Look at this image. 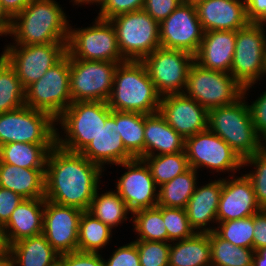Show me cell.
<instances>
[{
	"label": "cell",
	"mask_w": 266,
	"mask_h": 266,
	"mask_svg": "<svg viewBox=\"0 0 266 266\" xmlns=\"http://www.w3.org/2000/svg\"><path fill=\"white\" fill-rule=\"evenodd\" d=\"M103 170L81 153L69 152L55 145L46 160L45 199L87 211L99 188Z\"/></svg>",
	"instance_id": "obj_1"
},
{
	"label": "cell",
	"mask_w": 266,
	"mask_h": 266,
	"mask_svg": "<svg viewBox=\"0 0 266 266\" xmlns=\"http://www.w3.org/2000/svg\"><path fill=\"white\" fill-rule=\"evenodd\" d=\"M54 0H31L12 19L10 36L18 45L67 43L69 21ZM19 21V22H18Z\"/></svg>",
	"instance_id": "obj_2"
},
{
	"label": "cell",
	"mask_w": 266,
	"mask_h": 266,
	"mask_svg": "<svg viewBox=\"0 0 266 266\" xmlns=\"http://www.w3.org/2000/svg\"><path fill=\"white\" fill-rule=\"evenodd\" d=\"M160 99L142 61L118 64L107 101L111 110L152 114L159 111Z\"/></svg>",
	"instance_id": "obj_3"
},
{
	"label": "cell",
	"mask_w": 266,
	"mask_h": 266,
	"mask_svg": "<svg viewBox=\"0 0 266 266\" xmlns=\"http://www.w3.org/2000/svg\"><path fill=\"white\" fill-rule=\"evenodd\" d=\"M245 95L242 93L234 103L208 112V129L224 140L242 160L265 148V142L254 127Z\"/></svg>",
	"instance_id": "obj_4"
},
{
	"label": "cell",
	"mask_w": 266,
	"mask_h": 266,
	"mask_svg": "<svg viewBox=\"0 0 266 266\" xmlns=\"http://www.w3.org/2000/svg\"><path fill=\"white\" fill-rule=\"evenodd\" d=\"M107 102H72L56 119L65 131L64 139L56 131V145L66 151L81 153L105 126L111 115Z\"/></svg>",
	"instance_id": "obj_5"
},
{
	"label": "cell",
	"mask_w": 266,
	"mask_h": 266,
	"mask_svg": "<svg viewBox=\"0 0 266 266\" xmlns=\"http://www.w3.org/2000/svg\"><path fill=\"white\" fill-rule=\"evenodd\" d=\"M116 32L119 51L125 60L142 61L161 47L159 23L143 9L109 20Z\"/></svg>",
	"instance_id": "obj_6"
},
{
	"label": "cell",
	"mask_w": 266,
	"mask_h": 266,
	"mask_svg": "<svg viewBox=\"0 0 266 266\" xmlns=\"http://www.w3.org/2000/svg\"><path fill=\"white\" fill-rule=\"evenodd\" d=\"M262 23L249 22L236 31V43L230 74L246 93L266 75V33Z\"/></svg>",
	"instance_id": "obj_7"
},
{
	"label": "cell",
	"mask_w": 266,
	"mask_h": 266,
	"mask_svg": "<svg viewBox=\"0 0 266 266\" xmlns=\"http://www.w3.org/2000/svg\"><path fill=\"white\" fill-rule=\"evenodd\" d=\"M71 103L70 55L67 53L25 89V106L46 112L56 120Z\"/></svg>",
	"instance_id": "obj_8"
},
{
	"label": "cell",
	"mask_w": 266,
	"mask_h": 266,
	"mask_svg": "<svg viewBox=\"0 0 266 266\" xmlns=\"http://www.w3.org/2000/svg\"><path fill=\"white\" fill-rule=\"evenodd\" d=\"M56 120L28 106L0 114V146L8 143L56 144Z\"/></svg>",
	"instance_id": "obj_9"
},
{
	"label": "cell",
	"mask_w": 266,
	"mask_h": 266,
	"mask_svg": "<svg viewBox=\"0 0 266 266\" xmlns=\"http://www.w3.org/2000/svg\"><path fill=\"white\" fill-rule=\"evenodd\" d=\"M243 87L226 72L206 69L195 61L191 65L184 94L208 111L237 101Z\"/></svg>",
	"instance_id": "obj_10"
},
{
	"label": "cell",
	"mask_w": 266,
	"mask_h": 266,
	"mask_svg": "<svg viewBox=\"0 0 266 266\" xmlns=\"http://www.w3.org/2000/svg\"><path fill=\"white\" fill-rule=\"evenodd\" d=\"M67 42V53L75 59L89 61H126L118 48L115 29L109 20L95 18L93 26L71 29Z\"/></svg>",
	"instance_id": "obj_11"
},
{
	"label": "cell",
	"mask_w": 266,
	"mask_h": 266,
	"mask_svg": "<svg viewBox=\"0 0 266 266\" xmlns=\"http://www.w3.org/2000/svg\"><path fill=\"white\" fill-rule=\"evenodd\" d=\"M119 63L89 61L70 56V95L72 102H107Z\"/></svg>",
	"instance_id": "obj_12"
},
{
	"label": "cell",
	"mask_w": 266,
	"mask_h": 266,
	"mask_svg": "<svg viewBox=\"0 0 266 266\" xmlns=\"http://www.w3.org/2000/svg\"><path fill=\"white\" fill-rule=\"evenodd\" d=\"M15 45L5 47L1 56L15 70L24 89L42 78L67 54V43Z\"/></svg>",
	"instance_id": "obj_13"
},
{
	"label": "cell",
	"mask_w": 266,
	"mask_h": 266,
	"mask_svg": "<svg viewBox=\"0 0 266 266\" xmlns=\"http://www.w3.org/2000/svg\"><path fill=\"white\" fill-rule=\"evenodd\" d=\"M142 62L146 66L156 91L162 97L184 93L194 55L183 50L159 47Z\"/></svg>",
	"instance_id": "obj_14"
},
{
	"label": "cell",
	"mask_w": 266,
	"mask_h": 266,
	"mask_svg": "<svg viewBox=\"0 0 266 266\" xmlns=\"http://www.w3.org/2000/svg\"><path fill=\"white\" fill-rule=\"evenodd\" d=\"M185 152L190 168H211L216 172L236 173L243 166L239 155L209 129L185 139Z\"/></svg>",
	"instance_id": "obj_15"
},
{
	"label": "cell",
	"mask_w": 266,
	"mask_h": 266,
	"mask_svg": "<svg viewBox=\"0 0 266 266\" xmlns=\"http://www.w3.org/2000/svg\"><path fill=\"white\" fill-rule=\"evenodd\" d=\"M204 32L195 5L184 1L159 23L160 46L195 55Z\"/></svg>",
	"instance_id": "obj_16"
},
{
	"label": "cell",
	"mask_w": 266,
	"mask_h": 266,
	"mask_svg": "<svg viewBox=\"0 0 266 266\" xmlns=\"http://www.w3.org/2000/svg\"><path fill=\"white\" fill-rule=\"evenodd\" d=\"M118 165L126 168L127 172L122 174L116 183V192L124 200L131 214L140 209L156 207L158 190L146 163L135 158Z\"/></svg>",
	"instance_id": "obj_17"
},
{
	"label": "cell",
	"mask_w": 266,
	"mask_h": 266,
	"mask_svg": "<svg viewBox=\"0 0 266 266\" xmlns=\"http://www.w3.org/2000/svg\"><path fill=\"white\" fill-rule=\"evenodd\" d=\"M82 213L80 209L45 199L42 234L60 255L78 251V229Z\"/></svg>",
	"instance_id": "obj_18"
},
{
	"label": "cell",
	"mask_w": 266,
	"mask_h": 266,
	"mask_svg": "<svg viewBox=\"0 0 266 266\" xmlns=\"http://www.w3.org/2000/svg\"><path fill=\"white\" fill-rule=\"evenodd\" d=\"M208 110L184 93L160 99L159 113L184 139L208 129Z\"/></svg>",
	"instance_id": "obj_19"
},
{
	"label": "cell",
	"mask_w": 266,
	"mask_h": 266,
	"mask_svg": "<svg viewBox=\"0 0 266 266\" xmlns=\"http://www.w3.org/2000/svg\"><path fill=\"white\" fill-rule=\"evenodd\" d=\"M231 178H223V186L217 211V223L251 217L260 212L251 181L244 174Z\"/></svg>",
	"instance_id": "obj_20"
},
{
	"label": "cell",
	"mask_w": 266,
	"mask_h": 266,
	"mask_svg": "<svg viewBox=\"0 0 266 266\" xmlns=\"http://www.w3.org/2000/svg\"><path fill=\"white\" fill-rule=\"evenodd\" d=\"M195 7L205 32L237 31L249 23L246 16L245 0H205L195 4Z\"/></svg>",
	"instance_id": "obj_21"
},
{
	"label": "cell",
	"mask_w": 266,
	"mask_h": 266,
	"mask_svg": "<svg viewBox=\"0 0 266 266\" xmlns=\"http://www.w3.org/2000/svg\"><path fill=\"white\" fill-rule=\"evenodd\" d=\"M236 43V31L213 30L204 32L194 61L206 68L230 74Z\"/></svg>",
	"instance_id": "obj_22"
},
{
	"label": "cell",
	"mask_w": 266,
	"mask_h": 266,
	"mask_svg": "<svg viewBox=\"0 0 266 266\" xmlns=\"http://www.w3.org/2000/svg\"><path fill=\"white\" fill-rule=\"evenodd\" d=\"M89 161L99 165L118 164L135 159L125 148L120 134L117 133L115 119L110 115L98 135L81 152Z\"/></svg>",
	"instance_id": "obj_23"
},
{
	"label": "cell",
	"mask_w": 266,
	"mask_h": 266,
	"mask_svg": "<svg viewBox=\"0 0 266 266\" xmlns=\"http://www.w3.org/2000/svg\"><path fill=\"white\" fill-rule=\"evenodd\" d=\"M222 186L223 179L212 181L200 187L196 186L195 192L185 208L189 224L194 231L196 230V233L215 231L214 227L208 228L206 225L211 222L217 223V211Z\"/></svg>",
	"instance_id": "obj_24"
},
{
	"label": "cell",
	"mask_w": 266,
	"mask_h": 266,
	"mask_svg": "<svg viewBox=\"0 0 266 266\" xmlns=\"http://www.w3.org/2000/svg\"><path fill=\"white\" fill-rule=\"evenodd\" d=\"M45 198L23 199L3 226L8 246L42 234Z\"/></svg>",
	"instance_id": "obj_25"
},
{
	"label": "cell",
	"mask_w": 266,
	"mask_h": 266,
	"mask_svg": "<svg viewBox=\"0 0 266 266\" xmlns=\"http://www.w3.org/2000/svg\"><path fill=\"white\" fill-rule=\"evenodd\" d=\"M183 151L185 139L165 121L159 111L145 114L144 157Z\"/></svg>",
	"instance_id": "obj_26"
},
{
	"label": "cell",
	"mask_w": 266,
	"mask_h": 266,
	"mask_svg": "<svg viewBox=\"0 0 266 266\" xmlns=\"http://www.w3.org/2000/svg\"><path fill=\"white\" fill-rule=\"evenodd\" d=\"M0 187L24 199L45 198V169H26L0 161Z\"/></svg>",
	"instance_id": "obj_27"
},
{
	"label": "cell",
	"mask_w": 266,
	"mask_h": 266,
	"mask_svg": "<svg viewBox=\"0 0 266 266\" xmlns=\"http://www.w3.org/2000/svg\"><path fill=\"white\" fill-rule=\"evenodd\" d=\"M12 266H57L60 254L43 234L21 239L9 246Z\"/></svg>",
	"instance_id": "obj_28"
},
{
	"label": "cell",
	"mask_w": 266,
	"mask_h": 266,
	"mask_svg": "<svg viewBox=\"0 0 266 266\" xmlns=\"http://www.w3.org/2000/svg\"><path fill=\"white\" fill-rule=\"evenodd\" d=\"M172 244H170L168 266L211 265L209 233H195L191 238Z\"/></svg>",
	"instance_id": "obj_29"
},
{
	"label": "cell",
	"mask_w": 266,
	"mask_h": 266,
	"mask_svg": "<svg viewBox=\"0 0 266 266\" xmlns=\"http://www.w3.org/2000/svg\"><path fill=\"white\" fill-rule=\"evenodd\" d=\"M56 144L8 143L0 146V161L26 169H45Z\"/></svg>",
	"instance_id": "obj_30"
},
{
	"label": "cell",
	"mask_w": 266,
	"mask_h": 266,
	"mask_svg": "<svg viewBox=\"0 0 266 266\" xmlns=\"http://www.w3.org/2000/svg\"><path fill=\"white\" fill-rule=\"evenodd\" d=\"M117 133L125 148L135 157H144L145 114L127 111H111Z\"/></svg>",
	"instance_id": "obj_31"
},
{
	"label": "cell",
	"mask_w": 266,
	"mask_h": 266,
	"mask_svg": "<svg viewBox=\"0 0 266 266\" xmlns=\"http://www.w3.org/2000/svg\"><path fill=\"white\" fill-rule=\"evenodd\" d=\"M197 171L189 168L158 187L157 206L185 209L197 186Z\"/></svg>",
	"instance_id": "obj_32"
},
{
	"label": "cell",
	"mask_w": 266,
	"mask_h": 266,
	"mask_svg": "<svg viewBox=\"0 0 266 266\" xmlns=\"http://www.w3.org/2000/svg\"><path fill=\"white\" fill-rule=\"evenodd\" d=\"M98 190H96L90 203L87 210L88 213L108 225L111 229L128 219L126 216L131 211L117 192L106 191V193H102L99 196Z\"/></svg>",
	"instance_id": "obj_33"
},
{
	"label": "cell",
	"mask_w": 266,
	"mask_h": 266,
	"mask_svg": "<svg viewBox=\"0 0 266 266\" xmlns=\"http://www.w3.org/2000/svg\"><path fill=\"white\" fill-rule=\"evenodd\" d=\"M211 265L252 266L254 249L235 246L221 238L215 231L209 233Z\"/></svg>",
	"instance_id": "obj_34"
},
{
	"label": "cell",
	"mask_w": 266,
	"mask_h": 266,
	"mask_svg": "<svg viewBox=\"0 0 266 266\" xmlns=\"http://www.w3.org/2000/svg\"><path fill=\"white\" fill-rule=\"evenodd\" d=\"M111 230L108 225L83 211L79 220L78 251L99 253L98 250L106 246L112 238Z\"/></svg>",
	"instance_id": "obj_35"
},
{
	"label": "cell",
	"mask_w": 266,
	"mask_h": 266,
	"mask_svg": "<svg viewBox=\"0 0 266 266\" xmlns=\"http://www.w3.org/2000/svg\"><path fill=\"white\" fill-rule=\"evenodd\" d=\"M140 159L148 166L157 187L171 181L190 168L185 151L175 154L153 155Z\"/></svg>",
	"instance_id": "obj_36"
},
{
	"label": "cell",
	"mask_w": 266,
	"mask_h": 266,
	"mask_svg": "<svg viewBox=\"0 0 266 266\" xmlns=\"http://www.w3.org/2000/svg\"><path fill=\"white\" fill-rule=\"evenodd\" d=\"M25 106V89L15 70L0 56V114Z\"/></svg>",
	"instance_id": "obj_37"
},
{
	"label": "cell",
	"mask_w": 266,
	"mask_h": 266,
	"mask_svg": "<svg viewBox=\"0 0 266 266\" xmlns=\"http://www.w3.org/2000/svg\"><path fill=\"white\" fill-rule=\"evenodd\" d=\"M137 240L168 242V233L163 221V206L140 209L132 213Z\"/></svg>",
	"instance_id": "obj_38"
},
{
	"label": "cell",
	"mask_w": 266,
	"mask_h": 266,
	"mask_svg": "<svg viewBox=\"0 0 266 266\" xmlns=\"http://www.w3.org/2000/svg\"><path fill=\"white\" fill-rule=\"evenodd\" d=\"M215 232L235 246L253 249L254 215L218 223Z\"/></svg>",
	"instance_id": "obj_39"
},
{
	"label": "cell",
	"mask_w": 266,
	"mask_h": 266,
	"mask_svg": "<svg viewBox=\"0 0 266 266\" xmlns=\"http://www.w3.org/2000/svg\"><path fill=\"white\" fill-rule=\"evenodd\" d=\"M163 221L169 243L191 238L196 233L189 224L186 209L163 206Z\"/></svg>",
	"instance_id": "obj_40"
},
{
	"label": "cell",
	"mask_w": 266,
	"mask_h": 266,
	"mask_svg": "<svg viewBox=\"0 0 266 266\" xmlns=\"http://www.w3.org/2000/svg\"><path fill=\"white\" fill-rule=\"evenodd\" d=\"M249 164L256 168L245 175L252 183L259 206L266 209V148L243 160V167Z\"/></svg>",
	"instance_id": "obj_41"
},
{
	"label": "cell",
	"mask_w": 266,
	"mask_h": 266,
	"mask_svg": "<svg viewBox=\"0 0 266 266\" xmlns=\"http://www.w3.org/2000/svg\"><path fill=\"white\" fill-rule=\"evenodd\" d=\"M138 249L141 266H168L170 243L161 241H133Z\"/></svg>",
	"instance_id": "obj_42"
},
{
	"label": "cell",
	"mask_w": 266,
	"mask_h": 266,
	"mask_svg": "<svg viewBox=\"0 0 266 266\" xmlns=\"http://www.w3.org/2000/svg\"><path fill=\"white\" fill-rule=\"evenodd\" d=\"M145 0H104L98 18L110 20L115 16L143 9Z\"/></svg>",
	"instance_id": "obj_43"
},
{
	"label": "cell",
	"mask_w": 266,
	"mask_h": 266,
	"mask_svg": "<svg viewBox=\"0 0 266 266\" xmlns=\"http://www.w3.org/2000/svg\"><path fill=\"white\" fill-rule=\"evenodd\" d=\"M105 266H141L137 246L134 242L125 244L116 249Z\"/></svg>",
	"instance_id": "obj_44"
},
{
	"label": "cell",
	"mask_w": 266,
	"mask_h": 266,
	"mask_svg": "<svg viewBox=\"0 0 266 266\" xmlns=\"http://www.w3.org/2000/svg\"><path fill=\"white\" fill-rule=\"evenodd\" d=\"M59 266H105L104 259L99 253L74 251L61 254Z\"/></svg>",
	"instance_id": "obj_45"
},
{
	"label": "cell",
	"mask_w": 266,
	"mask_h": 266,
	"mask_svg": "<svg viewBox=\"0 0 266 266\" xmlns=\"http://www.w3.org/2000/svg\"><path fill=\"white\" fill-rule=\"evenodd\" d=\"M184 0H145L143 10L160 23L166 19Z\"/></svg>",
	"instance_id": "obj_46"
},
{
	"label": "cell",
	"mask_w": 266,
	"mask_h": 266,
	"mask_svg": "<svg viewBox=\"0 0 266 266\" xmlns=\"http://www.w3.org/2000/svg\"><path fill=\"white\" fill-rule=\"evenodd\" d=\"M249 106L251 118L257 134L266 141V91Z\"/></svg>",
	"instance_id": "obj_47"
},
{
	"label": "cell",
	"mask_w": 266,
	"mask_h": 266,
	"mask_svg": "<svg viewBox=\"0 0 266 266\" xmlns=\"http://www.w3.org/2000/svg\"><path fill=\"white\" fill-rule=\"evenodd\" d=\"M23 199L19 194L0 187V225L4 226L8 222L11 213Z\"/></svg>",
	"instance_id": "obj_48"
},
{
	"label": "cell",
	"mask_w": 266,
	"mask_h": 266,
	"mask_svg": "<svg viewBox=\"0 0 266 266\" xmlns=\"http://www.w3.org/2000/svg\"><path fill=\"white\" fill-rule=\"evenodd\" d=\"M254 251L266 246V209L254 214Z\"/></svg>",
	"instance_id": "obj_49"
},
{
	"label": "cell",
	"mask_w": 266,
	"mask_h": 266,
	"mask_svg": "<svg viewBox=\"0 0 266 266\" xmlns=\"http://www.w3.org/2000/svg\"><path fill=\"white\" fill-rule=\"evenodd\" d=\"M249 22L266 24V0H245Z\"/></svg>",
	"instance_id": "obj_50"
},
{
	"label": "cell",
	"mask_w": 266,
	"mask_h": 266,
	"mask_svg": "<svg viewBox=\"0 0 266 266\" xmlns=\"http://www.w3.org/2000/svg\"><path fill=\"white\" fill-rule=\"evenodd\" d=\"M31 0H0L4 10L13 19L18 15Z\"/></svg>",
	"instance_id": "obj_51"
},
{
	"label": "cell",
	"mask_w": 266,
	"mask_h": 266,
	"mask_svg": "<svg viewBox=\"0 0 266 266\" xmlns=\"http://www.w3.org/2000/svg\"><path fill=\"white\" fill-rule=\"evenodd\" d=\"M12 18L4 10L2 3L0 2V36L9 35L12 29Z\"/></svg>",
	"instance_id": "obj_52"
},
{
	"label": "cell",
	"mask_w": 266,
	"mask_h": 266,
	"mask_svg": "<svg viewBox=\"0 0 266 266\" xmlns=\"http://www.w3.org/2000/svg\"><path fill=\"white\" fill-rule=\"evenodd\" d=\"M252 266H266V246L255 251Z\"/></svg>",
	"instance_id": "obj_53"
},
{
	"label": "cell",
	"mask_w": 266,
	"mask_h": 266,
	"mask_svg": "<svg viewBox=\"0 0 266 266\" xmlns=\"http://www.w3.org/2000/svg\"><path fill=\"white\" fill-rule=\"evenodd\" d=\"M0 266H12V256L9 249L0 253Z\"/></svg>",
	"instance_id": "obj_54"
},
{
	"label": "cell",
	"mask_w": 266,
	"mask_h": 266,
	"mask_svg": "<svg viewBox=\"0 0 266 266\" xmlns=\"http://www.w3.org/2000/svg\"><path fill=\"white\" fill-rule=\"evenodd\" d=\"M9 249V246L7 244L5 234H4V228L2 225H0V253H3Z\"/></svg>",
	"instance_id": "obj_55"
},
{
	"label": "cell",
	"mask_w": 266,
	"mask_h": 266,
	"mask_svg": "<svg viewBox=\"0 0 266 266\" xmlns=\"http://www.w3.org/2000/svg\"><path fill=\"white\" fill-rule=\"evenodd\" d=\"M72 1H74V3H75L76 5H77V4H80V5H81V4H84V3H85V4H86V3H87V4H89V3H90V4H91V3H92V4H93V3H94V4H95V3L97 4V3H98V5H101V4L103 3L104 0H72Z\"/></svg>",
	"instance_id": "obj_56"
},
{
	"label": "cell",
	"mask_w": 266,
	"mask_h": 266,
	"mask_svg": "<svg viewBox=\"0 0 266 266\" xmlns=\"http://www.w3.org/2000/svg\"><path fill=\"white\" fill-rule=\"evenodd\" d=\"M184 1L187 3L195 5V4H198L199 2L205 1V0H184Z\"/></svg>",
	"instance_id": "obj_57"
}]
</instances>
